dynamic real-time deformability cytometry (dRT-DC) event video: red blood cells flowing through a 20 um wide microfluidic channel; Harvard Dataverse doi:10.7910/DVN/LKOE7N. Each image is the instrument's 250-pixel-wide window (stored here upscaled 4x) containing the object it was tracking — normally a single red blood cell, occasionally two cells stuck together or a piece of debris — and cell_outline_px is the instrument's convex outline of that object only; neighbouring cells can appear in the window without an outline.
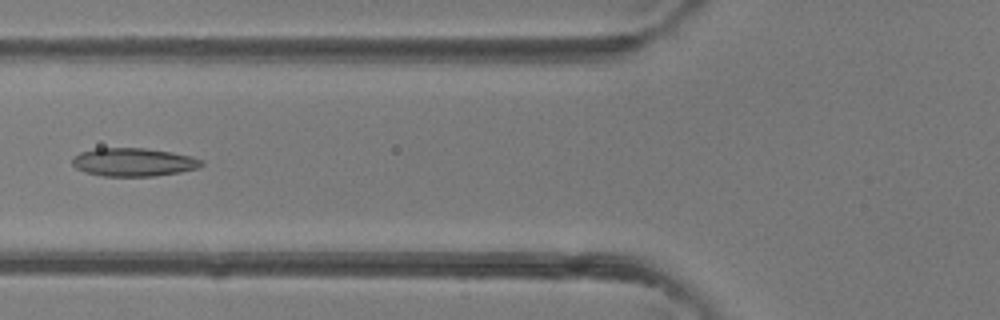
{"species": "common noctule bat (a hibernating species)", "species_latin": "Nyctalus noctula", "temperature_condition": "room temperature", "stored_images_in_passage": 4, "camera_frame_rate_fps": 3000, "um_per_image_px": 0.085, "animal": {"sex": "female"}, "frame": {"image": 1, "passage_image": 4, "time_ms": 3.333, "image_size_px": [1000, 320], "cell_outline_px": [[204, 164], [200, 168], [180, 172], [152, 176], [104, 176], [84, 172], [76, 168], [72, 164], [72, 156], [80, 152], [96, 148], [144, 148], [172, 152], [192, 156], [204, 160]], "centroid_in_image_um": [11.36, 13.78], "position_along_channel_um": 114.4, "area_um2": 21.5}}